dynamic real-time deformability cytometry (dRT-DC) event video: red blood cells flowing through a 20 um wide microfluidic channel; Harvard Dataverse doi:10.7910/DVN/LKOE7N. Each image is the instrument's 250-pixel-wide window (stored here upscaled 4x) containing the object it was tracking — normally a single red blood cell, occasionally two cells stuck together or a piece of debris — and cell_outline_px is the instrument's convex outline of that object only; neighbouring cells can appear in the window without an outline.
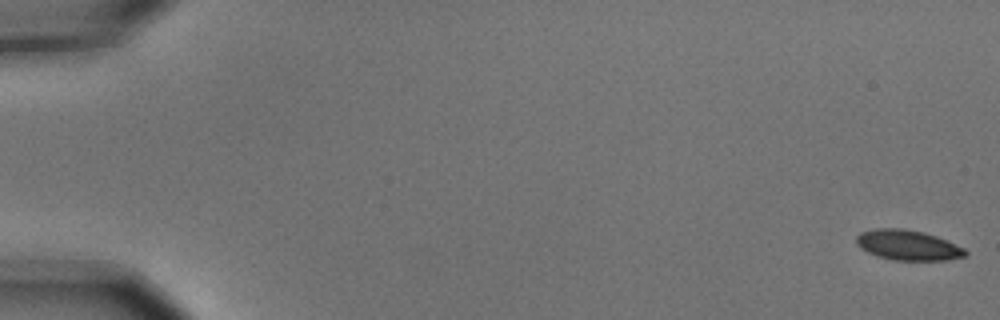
{"species": "common noctule bat (a hibernating species)", "species_latin": "Nyctalus noctula", "temperature_condition": "cold", "stored_images_in_passage": 5, "camera_frame_rate_fps": 3000, "um_per_image_px": 0.085, "animal": {"sex": "male", "body_mass_g": 15.6}, "frame": {"image": 1, "passage_image": 1, "time_ms": 0.0, "image_size_px": [1000, 320], "cell_outline_px": [[968, 252], [964, 256], [948, 260], [896, 260], [876, 256], [860, 248], [856, 244], [856, 236], [860, 232], [872, 228], [900, 228], [924, 232], [936, 236], [964, 248]], "centroid_in_image_um": [77.13, 20.83], "position_along_channel_um": 7.9, "area_um2": 19.19}}
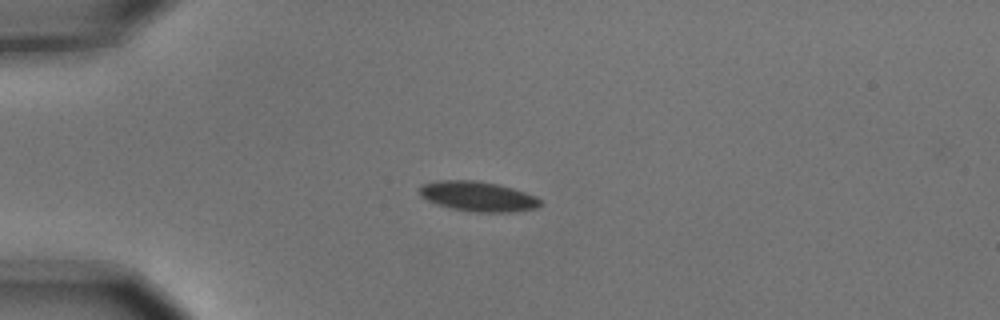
{"frame": {"image": 2, "passage_image": 5, "time_ms": 1.333, "image_size_px": [1000, 320], "cell_outline_px": [[544, 204], [536, 208], [512, 212], [476, 212], [452, 208], [436, 204], [420, 196], [416, 188], [420, 184], [436, 180], [476, 180], [496, 184], [512, 188], [536, 196]], "centroid_in_image_um": [40.57, 16.68], "position_along_channel_um": 44.4, "area_um2": 21.27}}